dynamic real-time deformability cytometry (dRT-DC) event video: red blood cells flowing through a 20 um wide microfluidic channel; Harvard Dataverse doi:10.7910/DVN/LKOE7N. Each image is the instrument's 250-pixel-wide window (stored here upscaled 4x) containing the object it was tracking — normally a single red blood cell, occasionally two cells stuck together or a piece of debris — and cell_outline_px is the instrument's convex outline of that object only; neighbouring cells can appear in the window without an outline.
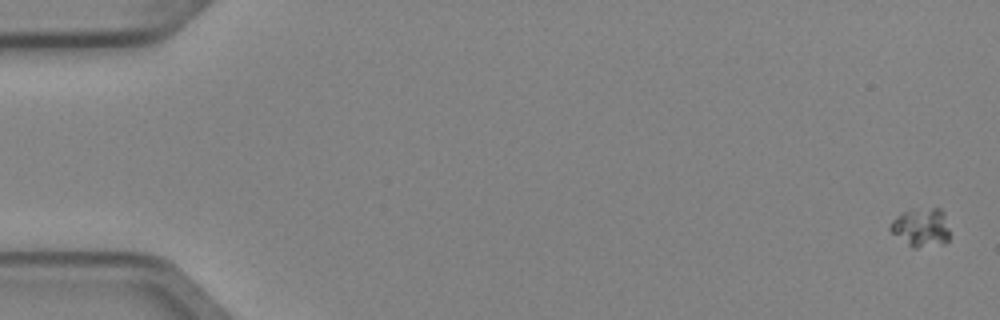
{"species": "Egyptian fruit bat (a non-hibernating species)", "species_latin": "Rousettus aegyptiacus", "temperature_condition": "cold", "stored_images_in_passage": 5, "camera_frame_rate_fps": 3000, "um_per_image_px": 0.085, "animal": {"sex": "female"}, "frame": {"image": 1, "passage_image": 1, "time_ms": 0.0, "image_size_px": [1000, 320], "cell_outline_px": [[948, 240], [944, 244], [916, 248], [912, 248], [892, 232], [888, 228], [892, 220], [900, 212], [912, 208], [940, 208], [944, 212], [948, 228]], "centroid_in_image_um": [78.28, 19.31], "position_along_channel_um": 6.7, "area_um2": 13.58}}
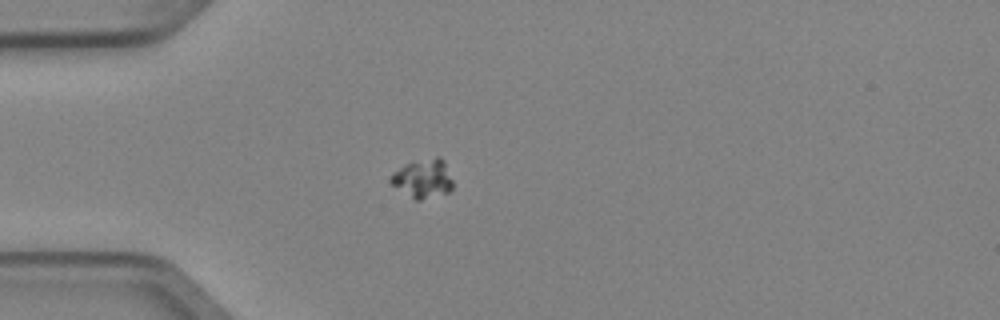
{"frame": {"image": 2, "passage_image": 5, "time_ms": 1.333, "image_size_px": [1000, 320], "cell_outline_px": [[452, 188], [448, 192], [420, 200], [416, 200], [392, 184], [388, 180], [392, 172], [404, 164], [436, 156], [440, 156], [444, 160], [452, 180]], "centroid_in_image_um": [35.95, 15.15], "position_along_channel_um": 49.1, "area_um2": 13.93}}